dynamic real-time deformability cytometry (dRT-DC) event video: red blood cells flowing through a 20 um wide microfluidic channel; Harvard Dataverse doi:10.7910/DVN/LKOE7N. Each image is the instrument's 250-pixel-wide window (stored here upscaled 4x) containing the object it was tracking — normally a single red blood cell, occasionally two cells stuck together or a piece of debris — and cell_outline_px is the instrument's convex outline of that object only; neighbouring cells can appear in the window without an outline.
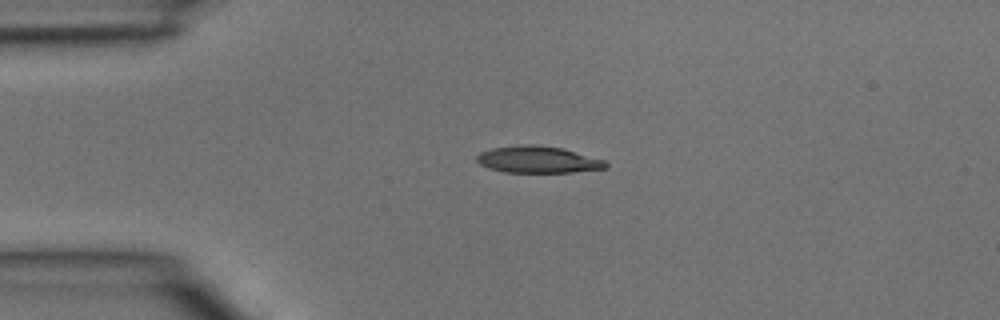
{"species": "common noctule bat (a hibernating species)", "species_latin": "Nyctalus noctula", "temperature_condition": "room temperature", "stored_images_in_passage": 2, "camera_frame_rate_fps": 3000, "um_per_image_px": 0.085, "animal": {"sex": "male", "body_mass_g": 15.6}, "frame": {"image": 1, "passage_image": 2, "time_ms": 0.333, "image_size_px": [1000, 320], "cell_outline_px": [[608, 168], [572, 172], [504, 172], [488, 168], [480, 164], [476, 160], [476, 156], [480, 152], [492, 148], [528, 144], [536, 144], [564, 148], [604, 160], [608, 164]], "centroid_in_image_um": [45.73, 13.56], "position_along_channel_um": 39.3, "area_um2": 20.17}}